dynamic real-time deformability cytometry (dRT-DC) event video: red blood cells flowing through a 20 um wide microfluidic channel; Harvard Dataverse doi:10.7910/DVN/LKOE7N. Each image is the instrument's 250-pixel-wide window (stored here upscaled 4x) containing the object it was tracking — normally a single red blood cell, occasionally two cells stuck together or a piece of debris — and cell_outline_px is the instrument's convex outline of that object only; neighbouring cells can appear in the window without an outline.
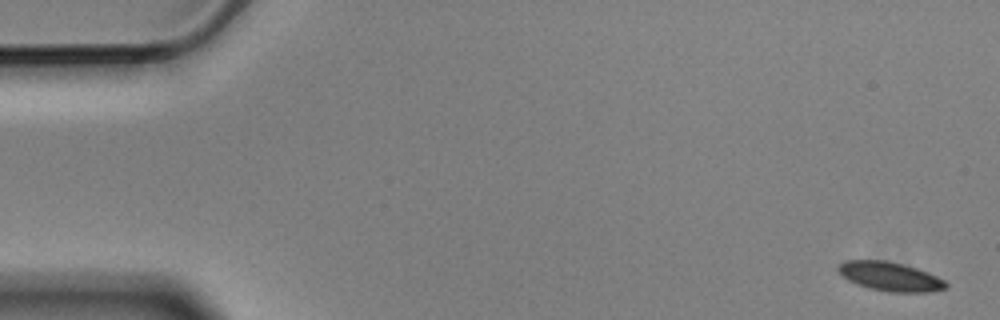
{"species": "Egyptian fruit bat (a non-hibernating species)", "species_latin": "Rousettus aegyptiacus", "temperature_condition": "cold", "stored_images_in_passage": 6, "camera_frame_rate_fps": 3000, "um_per_image_px": 0.085, "animal": {"sex": "male"}, "frame": {"image": 1, "passage_image": 1, "time_ms": 0.0, "image_size_px": [1000, 320], "cell_outline_px": [[948, 284], [944, 288], [928, 292], [888, 292], [868, 288], [856, 284], [848, 280], [836, 268], [844, 260], [888, 260], [916, 268], [936, 276], [944, 280]], "centroid_in_image_um": [75.62, 23.5], "position_along_channel_um": 9.4, "area_um2": 18.09}}
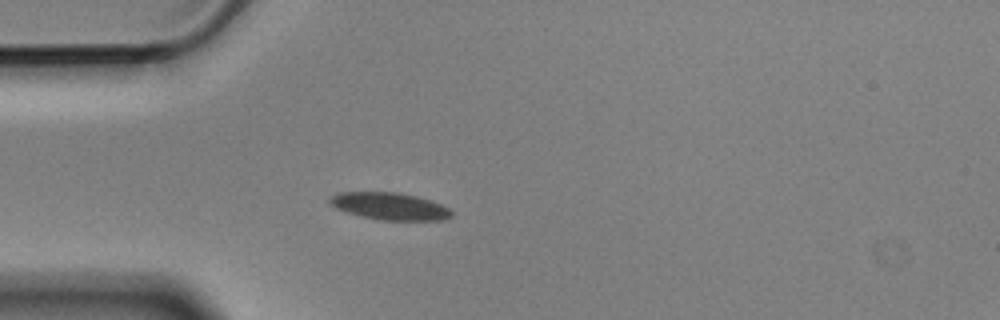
{"frame": {"image": 2, "passage_image": 5, "time_ms": 1.333, "image_size_px": [1000, 320], "cell_outline_px": [[452, 216], [444, 220], [380, 220], [360, 216], [336, 208], [328, 200], [332, 196], [340, 192], [400, 192], [416, 196], [440, 204], [448, 208], [452, 212]], "centroid_in_image_um": [33.13, 17.53], "position_along_channel_um": 51.9, "area_um2": 19.13}}